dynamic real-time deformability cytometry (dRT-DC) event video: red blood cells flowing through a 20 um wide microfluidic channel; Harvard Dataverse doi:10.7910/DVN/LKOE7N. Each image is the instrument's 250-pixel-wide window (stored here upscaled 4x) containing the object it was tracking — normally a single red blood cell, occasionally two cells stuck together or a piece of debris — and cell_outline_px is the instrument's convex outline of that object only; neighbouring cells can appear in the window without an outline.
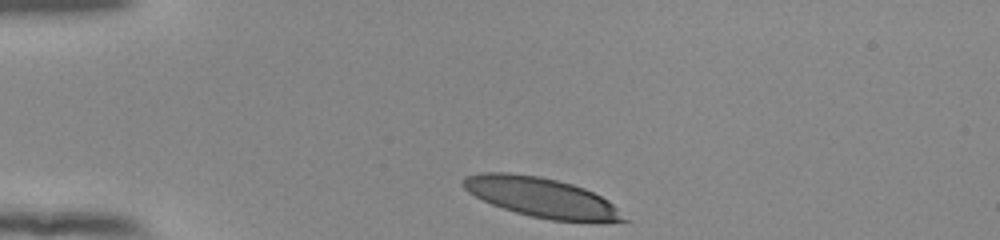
{"species": "human", "species_latin": "Homo sapiens", "temperature_condition": "room temperature", "stored_images_in_passage": 33, "camera_frame_rate_fps": 3000, "um_per_image_px": 0.085, "donor": {"sex": "female"}, "frame": {"image": 1, "passage_image": 1, "time_ms": 0.0, "image_size_px": [1000, 240], "cell_outline_px": [[632, 220], [552, 220], [532, 216], [516, 212], [492, 204], [468, 192], [460, 184], [460, 180], [464, 176], [480, 172], [508, 172], [540, 176], [572, 184], [584, 188], [608, 200]], "centroid_in_image_um": [45.95, 16.74], "position_along_channel_um": 39.0, "area_um2": 36.59}}
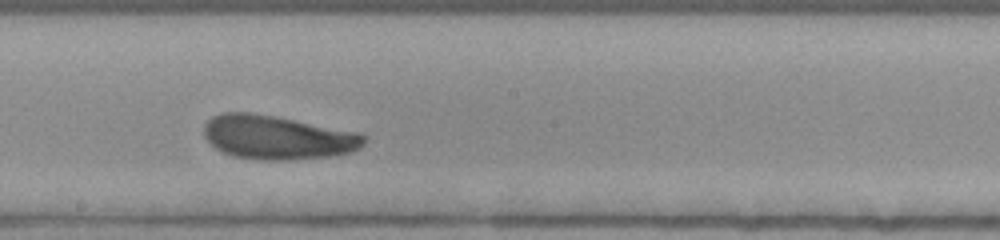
{"frame": {"image": 2, "passage_image": 19, "time_ms": 6.0, "image_size_px": [1000, 240], "cell_outline_px": [[364, 144], [360, 148], [348, 152], [332, 156], [288, 160], [260, 160], [232, 156], [216, 148], [204, 136], [204, 124], [212, 116], [220, 112], [252, 112], [276, 116], [360, 132], [364, 136]], "centroid_in_image_um": [23.56, 11.66], "position_along_channel_um": 224.6, "area_um2": 41.15}}
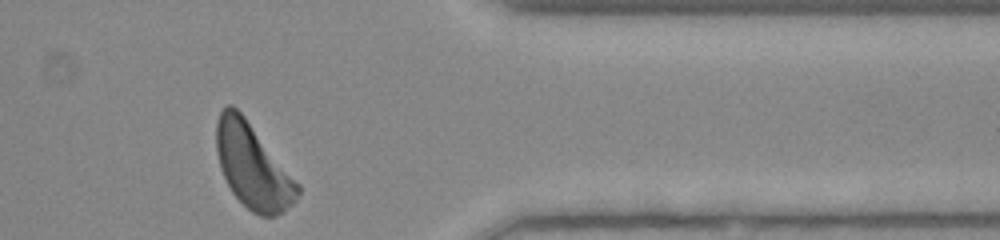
{"frame": {"image": 3, "passage_image": 33, "time_ms": 10.667, "image_size_px": [1000, 240], "cell_outline_px": [[300, 192], [296, 200], [284, 212], [276, 216], [260, 216], [252, 212], [232, 192], [220, 168], [216, 152], [216, 124], [220, 112], [228, 104], [232, 104], [244, 116], [300, 184]], "centroid_in_image_um": [21.49, 14.14], "position_along_channel_um": 389.9, "area_um2": 39.77}, "authors_computed_cell_mechanics": {"area_um2": 39.7086, "velocity_mm_per_s": 3.851, "shape_relaxation_time_tau1_ms": 2.6223, "shape_relaxation_time_tau2_ms": 2.3507, "deformation_change_tau1": 0.1433, "deformation_change_tau2": 0.115}}